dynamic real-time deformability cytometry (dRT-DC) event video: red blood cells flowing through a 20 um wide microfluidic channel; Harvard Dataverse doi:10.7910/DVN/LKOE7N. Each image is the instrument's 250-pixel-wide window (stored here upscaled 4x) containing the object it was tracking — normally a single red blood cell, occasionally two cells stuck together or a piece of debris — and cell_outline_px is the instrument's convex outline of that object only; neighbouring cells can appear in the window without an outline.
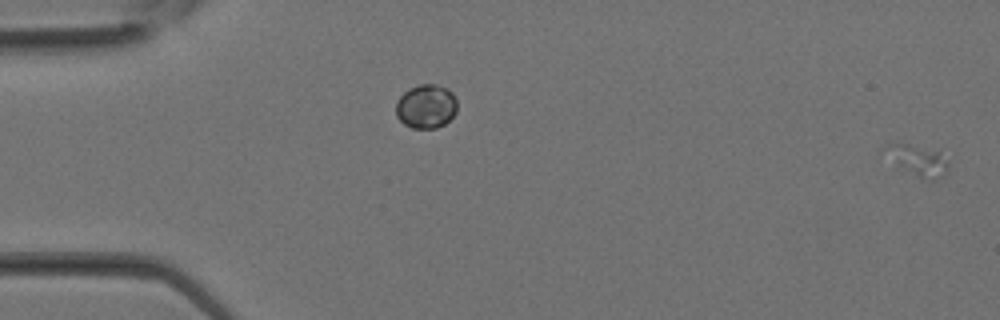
{"species": "Egyptian fruit bat (a non-hibernating species)", "species_latin": "Rousettus aegyptiacus", "temperature_condition": "room temperature", "stored_images_in_passage": 2, "segment_of_instrument_passage": [2, 2], "camera_frame_rate_fps": 3000, "um_per_image_px": 0.085, "animal": {"sex": "female"}, "frame": {"image": 1, "passage_image": 2, "time_ms": 0.333, "image_size_px": [1000, 320], "cell_outline_px": [[948, 164], [944, 176], [936, 180], [924, 180], [900, 164], [880, 148], [884, 144], [908, 144], [936, 152], [948, 160]], "centroid_in_image_um": [78.05, 13.63], "position_along_channel_um": 6.9, "area_um2": 10.52}}